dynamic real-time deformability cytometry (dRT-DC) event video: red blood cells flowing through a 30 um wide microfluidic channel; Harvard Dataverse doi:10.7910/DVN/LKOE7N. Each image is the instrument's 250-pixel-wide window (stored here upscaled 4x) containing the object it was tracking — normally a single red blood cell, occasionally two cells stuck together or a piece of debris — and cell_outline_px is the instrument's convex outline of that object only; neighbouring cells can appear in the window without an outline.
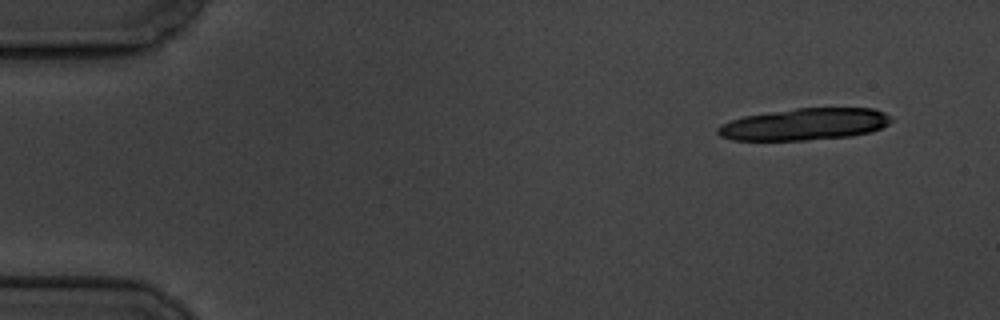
{"species": "common noctule bat (a hibernating species)", "species_latin": "Nyctalus noctula", "temperature_condition": "cold", "stored_images_in_passage": 20, "camera_frame_rate_fps": 3000, "um_per_image_px": 0.085, "animal": {"sex": "male", "body_mass_g": 19.5, "forearm_length_mm": 54.6}, "frame": {"image": 1, "passage_image": 5, "time_ms": 1.333, "image_size_px": [1000, 320], "cell_outline_px": [[892, 120], [888, 124], [872, 132], [852, 136], [808, 140], [732, 140], [720, 136], [716, 132], [716, 128], [732, 120], [744, 116], [796, 108], [872, 108], [884, 112]], "centroid_in_image_um": [68.4, 10.57], "position_along_channel_um": 16.6, "area_um2": 32.08}}